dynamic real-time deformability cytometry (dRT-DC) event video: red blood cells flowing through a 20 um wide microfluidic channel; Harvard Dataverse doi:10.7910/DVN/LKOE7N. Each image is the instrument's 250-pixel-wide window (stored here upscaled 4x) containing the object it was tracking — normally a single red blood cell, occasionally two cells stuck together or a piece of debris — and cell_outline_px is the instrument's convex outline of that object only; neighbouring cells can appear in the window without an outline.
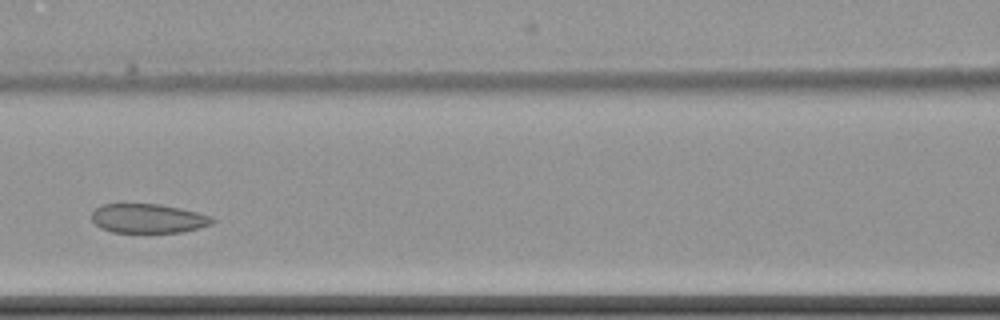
{"species": "common noctule bat (a hibernating species)", "species_latin": "Nyctalus noctula", "temperature_condition": "cold", "stored_images_in_passage": 11, "camera_frame_rate_fps": 3000, "um_per_image_px": 0.085, "animal": {"sex": "female", "body_mass_g": 22.7, "forearm_length_mm": 54.2}, "frame": {"image": 1, "passage_image": 4, "time_ms": 3.667, "image_size_px": [1000, 320], "cell_outline_px": [[216, 220], [212, 224], [180, 232], [112, 232], [100, 228], [92, 220], [92, 212], [100, 204], [160, 204], [180, 208], [212, 216]], "centroid_in_image_um": [12.57, 18.56], "position_along_channel_um": 154.0, "area_um2": 20.46}}
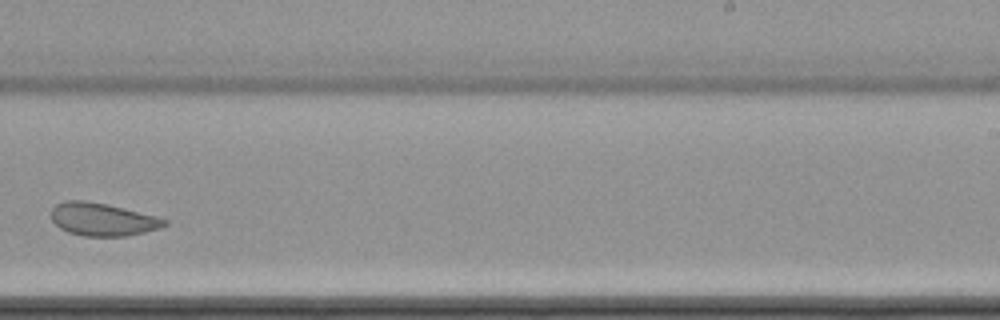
{"frame": {"image": 2, "passage_image": 7, "time_ms": 7.333, "image_size_px": [1000, 320], "cell_outline_px": [[168, 224], [160, 228], [144, 232], [124, 236], [84, 236], [68, 232], [60, 228], [52, 220], [52, 208], [56, 204], [64, 200], [84, 200], [108, 204], [156, 216], [168, 220]], "centroid_in_image_um": [8.71, 18.64], "position_along_channel_um": 280.3, "area_um2": 21.68}}
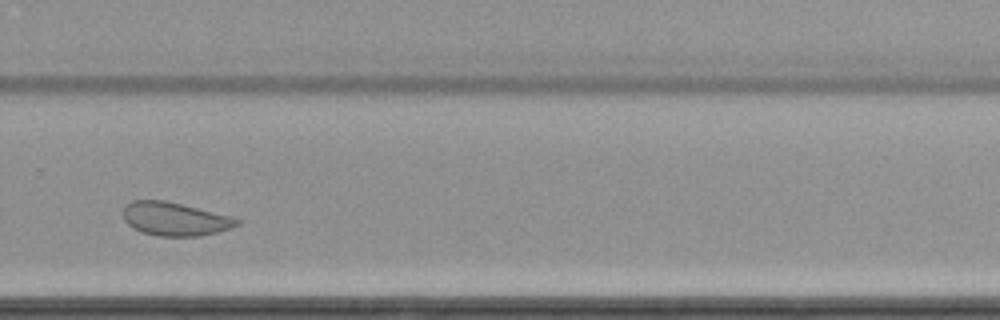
{"frame": {"image": 3, "passage_image": 8, "time_ms": 8.333, "image_size_px": [1000, 320], "cell_outline_px": [[240, 224], [232, 228], [200, 236], [160, 236], [144, 232], [132, 228], [124, 220], [124, 204], [132, 200], [164, 200], [232, 216], [240, 220]], "centroid_in_image_um": [14.87, 18.61], "position_along_channel_um": 314.9, "area_um2": 22.14}, "authors_computed_cell_mechanics": {"area_um2": 22.8888, "velocity_mm_per_s": 3.4464, "shape_relaxation_time_tau1_ms": null, "shape_relaxation_time_tau2_ms": 3.7626, "deformation_change_tau1": null, "deformation_change_tau2": 0.0857}}